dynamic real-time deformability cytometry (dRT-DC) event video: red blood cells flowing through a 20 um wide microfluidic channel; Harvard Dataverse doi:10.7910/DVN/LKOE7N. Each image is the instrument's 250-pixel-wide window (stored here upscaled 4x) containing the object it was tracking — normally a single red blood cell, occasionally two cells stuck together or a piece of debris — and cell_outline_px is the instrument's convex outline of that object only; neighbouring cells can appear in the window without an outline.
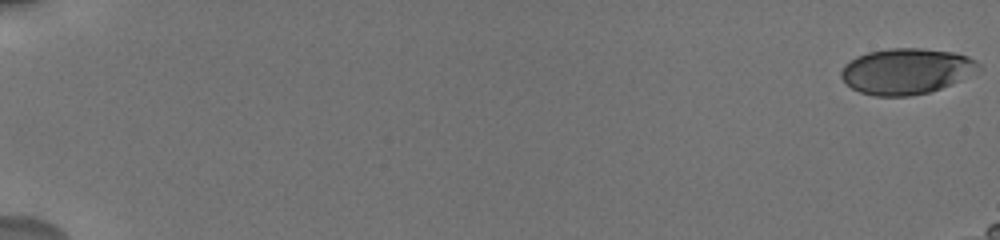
{"species": "human", "species_latin": "Homo sapiens", "temperature_condition": "cold", "stored_images_in_passage": 15, "camera_frame_rate_fps": 3000, "um_per_image_px": 0.085, "donor": {"sex": "male"}, "frame": {"image": 1, "passage_image": 1, "time_ms": 0.0, "image_size_px": [1000, 240], "cell_outline_px": [[984, 68], [960, 80], [940, 88], [928, 92], [908, 96], [876, 96], [860, 92], [852, 88], [840, 76], [840, 72], [844, 64], [856, 56], [868, 52], [888, 48], [920, 48], [952, 52], [968, 56], [976, 60]], "centroid_in_image_um": [77.04, 6.04], "position_along_channel_um": 8.0, "area_um2": 36.7}}
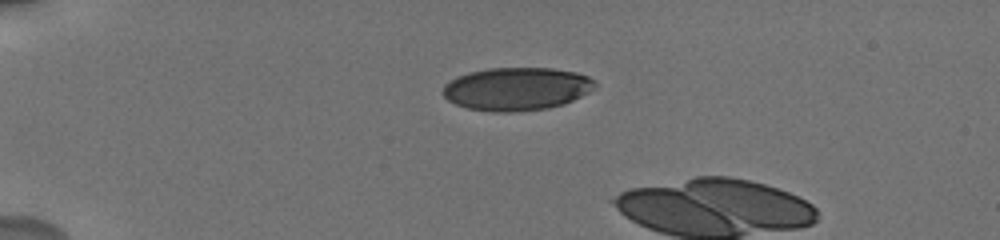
{"frame": {"image": 2, "passage_image": 13, "time_ms": 5.0, "image_size_px": [1000, 240], "cell_outline_px": [[596, 88], [564, 104], [548, 108], [516, 112], [492, 112], [468, 108], [456, 104], [448, 100], [440, 92], [444, 84], [448, 80], [456, 76], [468, 72], [488, 68], [552, 68], [576, 72], [588, 76], [596, 80]], "centroid_in_image_um": [43.89, 7.55], "position_along_channel_um": 41.1, "area_um2": 38.55}}